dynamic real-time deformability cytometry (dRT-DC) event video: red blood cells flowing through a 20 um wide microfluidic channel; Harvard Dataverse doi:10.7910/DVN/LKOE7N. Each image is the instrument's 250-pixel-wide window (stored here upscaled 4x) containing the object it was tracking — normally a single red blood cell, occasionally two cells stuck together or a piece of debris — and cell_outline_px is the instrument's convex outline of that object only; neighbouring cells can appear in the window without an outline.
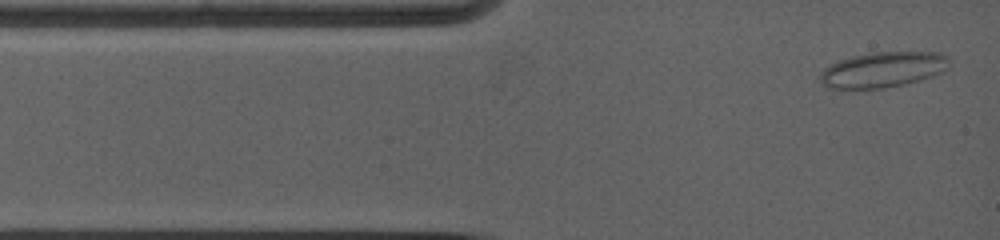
{"species": "common noctule bat (a hibernating species)", "species_latin": "Nyctalus noctula", "temperature_condition": "warm", "stored_images_in_passage": 37, "camera_frame_rate_fps": 5000, "um_per_image_px": 0.085, "animal": {"sex": "female", "body_mass_g": 19.0, "forearm_length_mm": 53.3}, "frame": {"image": 1, "passage_image": 1, "time_ms": 0.0, "image_size_px": [1000, 240], "cell_outline_px": [[948, 68], [944, 72], [920, 80], [880, 88], [828, 88], [820, 80], [820, 72], [824, 68], [840, 60], [852, 56], [872, 52], [940, 52], [948, 56]], "centroid_in_image_um": [75.07, 5.9], "position_along_channel_um": 9.9, "area_um2": 26.47}}
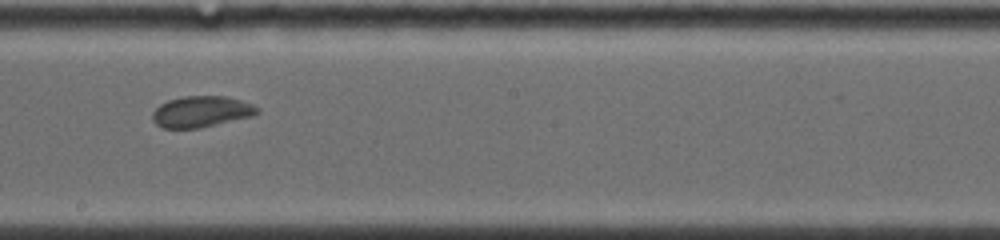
{"frame": {"image": 2, "passage_image": 15, "time_ms": 6.8, "image_size_px": [1000, 240], "cell_outline_px": [[260, 108], [256, 112], [248, 116], [196, 128], [164, 128], [156, 124], [152, 116], [152, 112], [160, 104], [168, 100], [184, 96], [228, 96], [252, 104]], "centroid_in_image_um": [17.05, 9.46], "position_along_channel_um": 231.2, "area_um2": 18.5}}
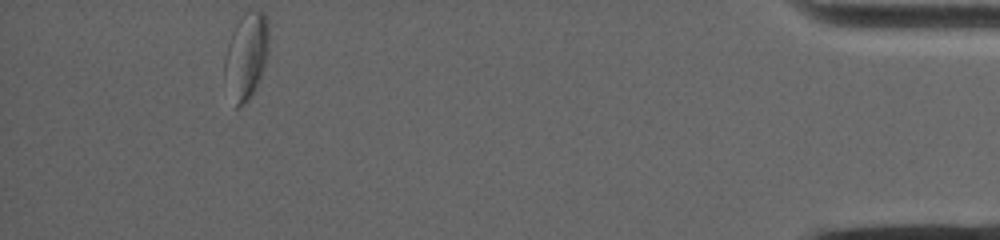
{"frame": {"image": 3, "passage_image": 37, "time_ms": 13.8, "image_size_px": [1000, 240], "cell_outline_px": [[268, 52], [264, 68], [256, 88], [248, 100], [240, 108], [236, 108], [224, 76], [224, 56], [232, 32], [236, 24], [244, 12], [264, 12], [268, 20]], "centroid_in_image_um": [20.94, 4.76], "position_along_channel_um": 414.3, "area_um2": 22.2}, "authors_computed_cell_mechanics": {"area_um2": 19.5942, "velocity_mm_per_s": 3.8379, "shape_relaxation_time_tau1_ms": 2.0961, "shape_relaxation_time_tau2_ms": null, "deformation_change_tau1": 0.0641, "deformation_change_tau2": null}}